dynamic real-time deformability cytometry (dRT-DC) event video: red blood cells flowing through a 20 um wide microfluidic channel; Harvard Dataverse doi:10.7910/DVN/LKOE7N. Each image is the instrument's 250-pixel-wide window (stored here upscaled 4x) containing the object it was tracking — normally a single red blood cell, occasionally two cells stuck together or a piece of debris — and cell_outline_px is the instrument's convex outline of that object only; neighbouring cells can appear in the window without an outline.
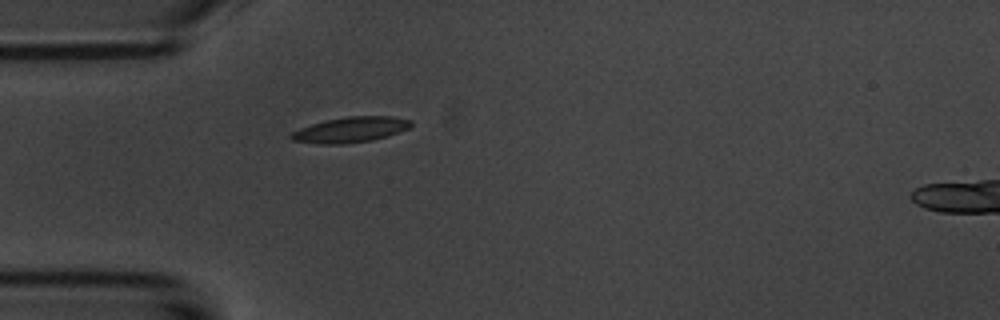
{"species": "common noctule bat (a hibernating species)", "species_latin": "Nyctalus noctula", "temperature_condition": "room temperature", "stored_images_in_passage": 36, "camera_frame_rate_fps": 3000, "um_per_image_px": 0.085, "animal": {"sex": "male", "body_mass_g": 20.1, "forearm_length_mm": 53.5}, "frame": {"image": 1, "passage_image": 1, "time_ms": 0.0, "image_size_px": [1000, 320], "cell_outline_px": [[412, 124], [408, 128], [400, 132], [372, 140], [344, 144], [320, 144], [292, 140], [288, 136], [292, 132], [300, 128], [324, 120], [348, 116], [392, 116], [412, 120]], "centroid_in_image_um": [29.79, 11.02], "position_along_channel_um": 55.2, "area_um2": 17.8}}
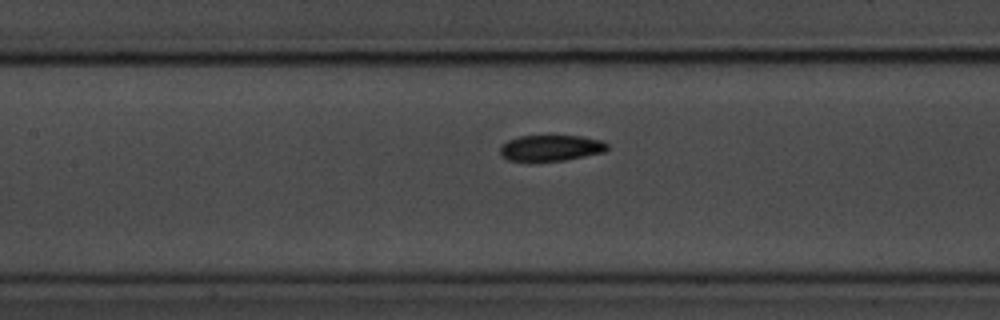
{"frame": {"image": 2, "passage_image": 10, "time_ms": 3.0, "image_size_px": [1000, 320], "cell_outline_px": [[608, 148], [604, 152], [564, 160], [508, 160], [500, 156], [500, 144], [508, 140], [520, 136], [584, 136], [604, 140], [608, 144]], "centroid_in_image_um": [46.84, 12.56], "position_along_channel_um": 160.6, "area_um2": 16.18}}
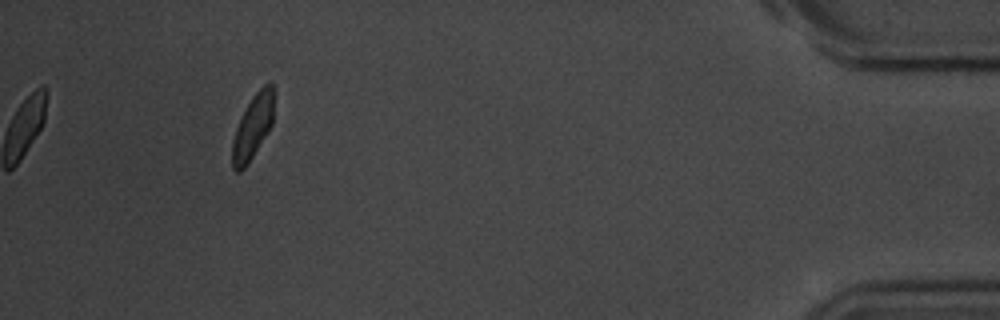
{"frame": {"image": 3, "passage_image": 36, "time_ms": 11.667, "image_size_px": [1000, 320], "cell_outline_px": [[272, 124], [248, 164], [240, 172], [236, 172], [232, 168], [232, 140], [236, 128], [252, 96], [264, 84], [272, 84]], "centroid_in_image_um": [21.45, 10.85], "position_along_channel_um": 413.8, "area_um2": 15.09}, "authors_computed_cell_mechanics": {"area_um2": 17.0221, "velocity_mm_per_s": 3.6743, "shape_relaxation_time_tau1_ms": 11.1729, "shape_relaxation_time_tau2_ms": 2.1562, "deformation_change_tau1": 0.3119, "deformation_change_tau2": 0.0663}}